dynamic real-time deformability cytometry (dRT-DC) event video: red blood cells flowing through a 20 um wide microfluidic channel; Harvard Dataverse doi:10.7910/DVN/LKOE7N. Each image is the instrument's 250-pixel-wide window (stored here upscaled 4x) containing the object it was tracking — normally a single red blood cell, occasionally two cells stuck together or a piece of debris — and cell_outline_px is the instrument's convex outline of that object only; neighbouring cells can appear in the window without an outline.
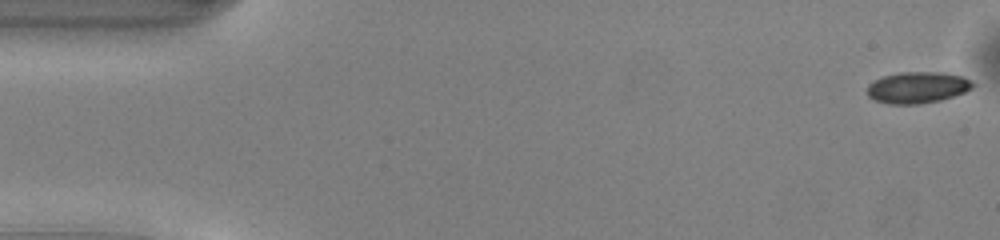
{"species": "common noctule bat (a hibernating species)", "species_latin": "Nyctalus noctula", "temperature_condition": "warm", "stored_images_in_passage": 49, "camera_frame_rate_fps": 3000, "um_per_image_px": 0.085, "animal": {"sex": "male", "body_mass_g": 13.0, "forearm_length_mm": 53.1}, "frame": {"image": 1, "passage_image": 1, "time_ms": 0.0, "image_size_px": [1000, 240], "cell_outline_px": [[976, 84], [972, 88], [964, 92], [940, 100], [920, 104], [888, 104], [876, 100], [868, 96], [868, 84], [872, 80], [884, 76], [900, 72], [944, 72], [964, 76]], "centroid_in_image_um": [77.99, 7.42], "position_along_channel_um": 7.0, "area_um2": 19.42}}
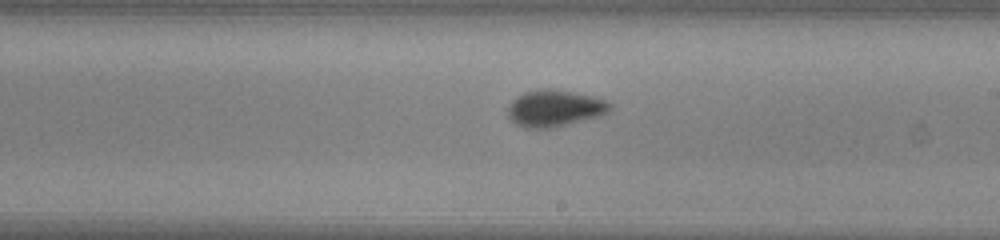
{"frame": {"image": 2, "passage_image": 28, "time_ms": 9.0, "image_size_px": [1000, 240], "cell_outline_px": [[612, 108], [596, 116], [552, 128], [528, 128], [516, 124], [508, 116], [508, 108], [512, 100], [516, 96], [524, 92], [540, 88], [552, 88], [592, 96], [604, 100], [612, 104]], "centroid_in_image_um": [47.09, 9.18], "position_along_channel_um": 241.9, "area_um2": 21.5}}
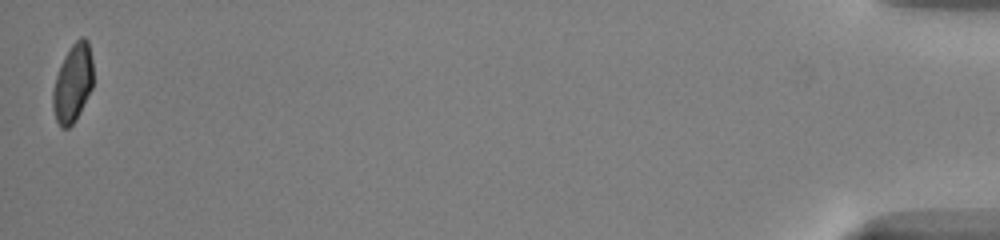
{"frame": {"image": 3, "passage_image": 49, "time_ms": 16.0, "image_size_px": [1000, 240], "cell_outline_px": [[92, 88], [76, 120], [68, 128], [60, 128], [56, 120], [52, 104], [52, 92], [56, 76], [64, 56], [72, 44], [80, 36], [84, 36], [88, 40], [92, 60]], "centroid_in_image_um": [6.18, 7.06], "position_along_channel_um": 429.0, "area_um2": 18.38}, "authors_computed_cell_mechanics": {"area_um2": 19.5942, "velocity_mm_per_s": 4.1491, "shape_relaxation_time_tau1_ms": 2.6142, "shape_relaxation_time_tau2_ms": null, "deformation_change_tau1": 0.1062, "deformation_change_tau2": null}}